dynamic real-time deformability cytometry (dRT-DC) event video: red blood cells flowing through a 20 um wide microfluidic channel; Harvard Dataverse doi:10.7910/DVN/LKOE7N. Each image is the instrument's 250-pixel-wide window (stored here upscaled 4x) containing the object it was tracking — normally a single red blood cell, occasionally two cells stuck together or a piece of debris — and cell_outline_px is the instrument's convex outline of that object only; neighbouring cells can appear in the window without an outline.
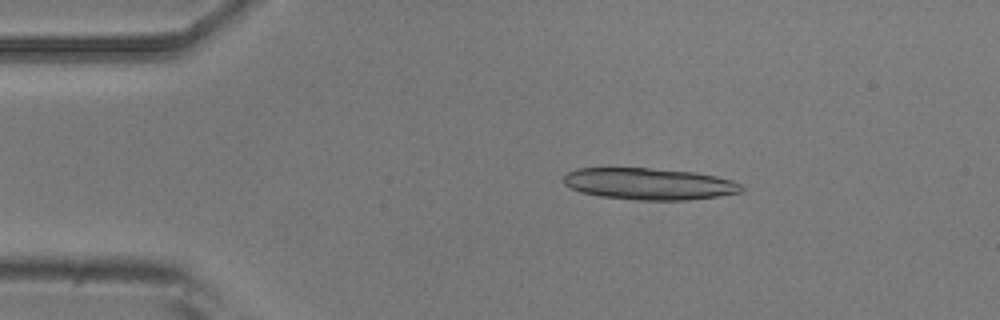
{"species": "common noctule bat (a hibernating species)", "species_latin": "Nyctalus noctula", "temperature_condition": "room temperature", "stored_images_in_passage": 9, "camera_frame_rate_fps": 3000, "um_per_image_px": 0.085, "animal": {"sex": "male", "body_mass_g": 20.5, "forearm_length_mm": 52.5}, "frame": {"image": 1, "passage_image": 6, "time_ms": 1.667, "image_size_px": [1000, 320], "cell_outline_px": [[744, 188], [740, 192], [720, 196], [688, 200], [636, 200], [600, 196], [580, 192], [564, 184], [564, 176], [568, 172], [576, 168], [648, 168], [692, 172], [716, 176], [732, 180], [740, 184]], "centroid_in_image_um": [55.17, 15.63], "position_along_channel_um": 29.8, "area_um2": 32.77}}